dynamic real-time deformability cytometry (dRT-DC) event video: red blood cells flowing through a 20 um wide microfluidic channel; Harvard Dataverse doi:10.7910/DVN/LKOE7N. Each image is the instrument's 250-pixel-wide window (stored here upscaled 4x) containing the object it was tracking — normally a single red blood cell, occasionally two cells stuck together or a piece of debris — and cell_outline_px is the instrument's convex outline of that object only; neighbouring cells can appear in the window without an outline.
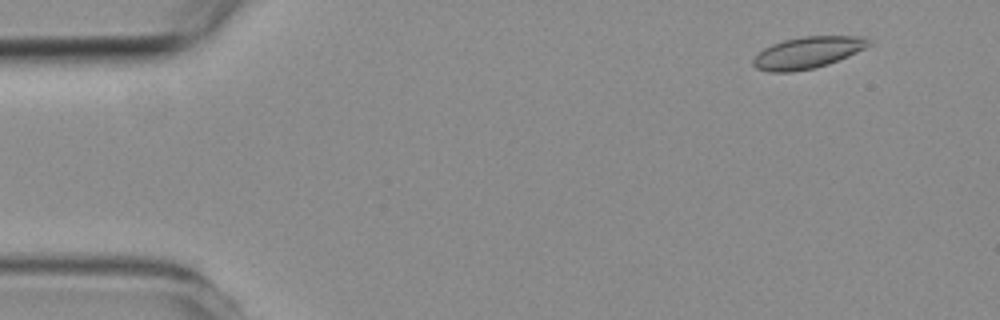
{"species": "common noctule bat (a hibernating species)", "species_latin": "Nyctalus noctula", "temperature_condition": "room temperature", "stored_images_in_passage": 4, "camera_frame_rate_fps": 3000, "um_per_image_px": 0.085, "animal": {"sex": "female", "body_mass_g": 19.3, "forearm_length_mm": 54.1}, "frame": {"image": 1, "passage_image": 2, "time_ms": 1.0, "image_size_px": [1000, 320], "cell_outline_px": [[872, 44], [848, 56], [828, 64], [816, 68], [792, 72], [768, 72], [756, 68], [752, 64], [752, 60], [764, 48], [772, 44], [784, 40], [804, 36], [864, 36]], "centroid_in_image_um": [68.63, 4.48], "position_along_channel_um": 16.4, "area_um2": 21.27}}